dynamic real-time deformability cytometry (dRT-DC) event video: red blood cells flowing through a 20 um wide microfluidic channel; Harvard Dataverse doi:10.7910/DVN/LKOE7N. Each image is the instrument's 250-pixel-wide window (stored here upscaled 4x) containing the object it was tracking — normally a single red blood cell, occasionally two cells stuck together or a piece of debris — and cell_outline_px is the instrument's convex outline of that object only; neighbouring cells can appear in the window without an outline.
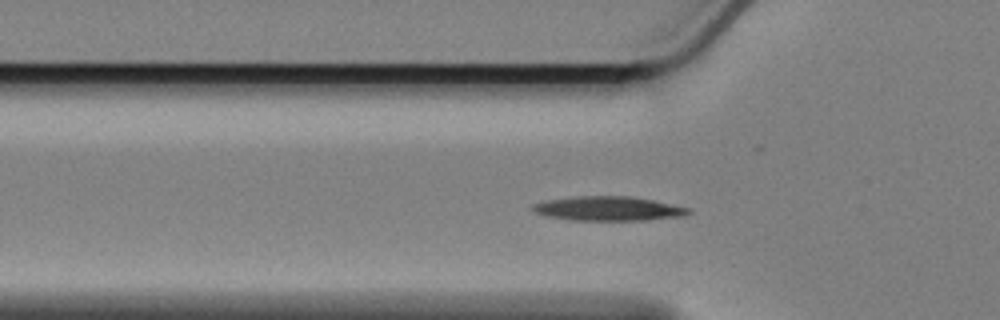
{"species": "Egyptian fruit bat (a non-hibernating species)", "species_latin": "Rousettus aegyptiacus", "temperature_condition": "cold", "stored_images_in_passage": 44, "camera_frame_rate_fps": 3000, "um_per_image_px": 0.085, "animal": {"sex": "female"}, "frame": {"image": 1, "passage_image": 3, "time_ms": 0.667, "image_size_px": [1000, 320], "cell_outline_px": [[692, 212], [684, 216], [648, 220], [568, 220], [548, 216], [536, 212], [532, 208], [532, 204], [544, 200], [576, 196], [628, 196], [652, 200], [688, 208]], "centroid_in_image_um": [51.69, 17.73], "position_along_channel_um": 74.1, "area_um2": 21.96}}
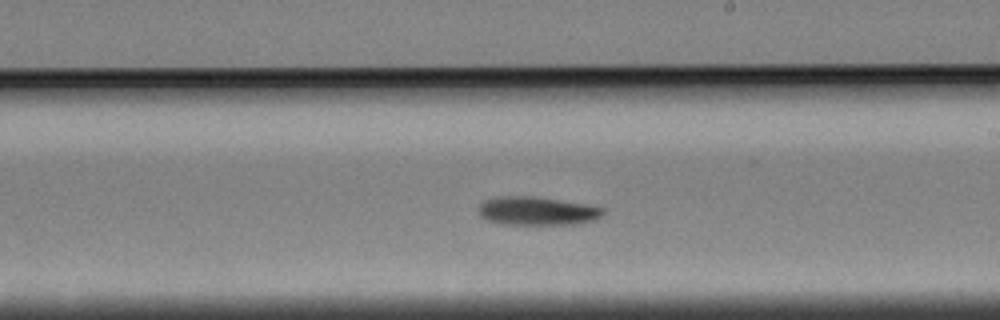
{"frame": {"image": 2, "passage_image": 18, "time_ms": 5.667, "image_size_px": [1000, 320], "cell_outline_px": [[608, 212], [604, 216], [596, 220], [580, 224], [500, 224], [488, 220], [480, 216], [480, 204], [484, 200], [496, 196], [532, 196], [596, 204], [604, 208]], "centroid_in_image_um": [45.79, 17.92], "position_along_channel_um": 243.2, "area_um2": 21.33}}
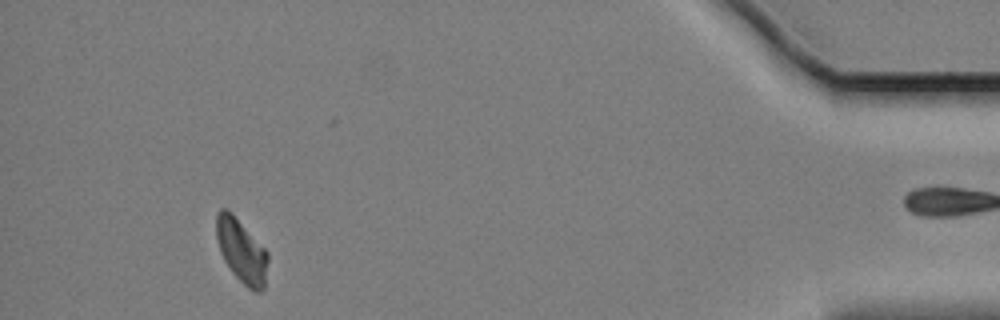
{"frame": {"image": 3, "passage_image": 39, "time_ms": 12.667, "image_size_px": [1000, 320], "cell_outline_px": [[268, 260], [264, 288], [260, 292], [256, 292], [248, 288], [232, 272], [224, 260], [220, 252], [216, 240], [216, 216], [224, 208], [228, 208], [232, 212], [268, 252]], "centroid_in_image_um": [20.52, 21.32], "position_along_channel_um": 414.7, "area_um2": 19.07}, "authors_computed_cell_mechanics": {"area_um2": 20.1433, "velocity_mm_per_s": 3.3658, "shape_relaxation_time_tau1_ms": 7.0514, "shape_relaxation_time_tau2_ms": null, "deformation_change_tau1": 0.1529, "deformation_change_tau2": null}}